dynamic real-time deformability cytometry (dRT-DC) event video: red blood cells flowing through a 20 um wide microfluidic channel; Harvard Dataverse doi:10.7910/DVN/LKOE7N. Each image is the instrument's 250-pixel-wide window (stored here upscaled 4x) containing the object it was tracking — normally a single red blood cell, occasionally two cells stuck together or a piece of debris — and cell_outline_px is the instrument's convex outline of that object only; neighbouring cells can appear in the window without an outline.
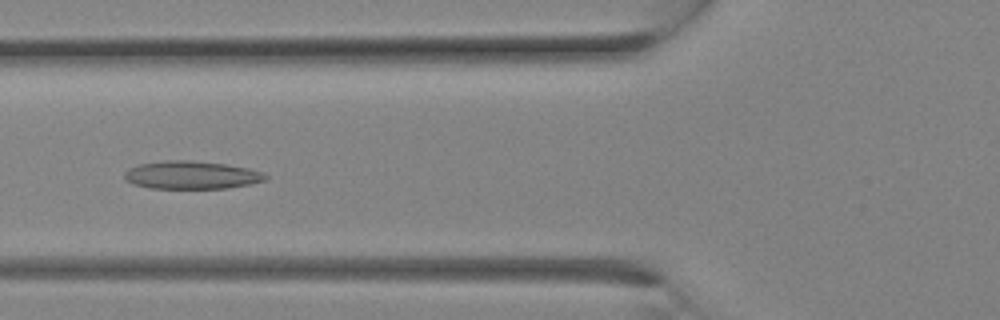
{"species": "Egyptian fruit bat (a non-hibernating species)", "species_latin": "Rousettus aegyptiacus", "temperature_condition": "room temperature", "stored_images_in_passage": 10, "camera_frame_rate_fps": 3000, "um_per_image_px": 0.085, "animal": {"sex": "female"}, "frame": {"image": 1, "passage_image": 4, "time_ms": 1.0, "image_size_px": [1000, 320], "cell_outline_px": [[268, 176], [264, 180], [252, 184], [228, 188], [152, 188], [132, 184], [124, 180], [124, 172], [128, 168], [140, 164], [168, 160], [188, 160], [224, 164], [248, 168], [264, 172]], "centroid_in_image_um": [16.26, 14.88], "position_along_channel_um": 109.5, "area_um2": 23.0}}
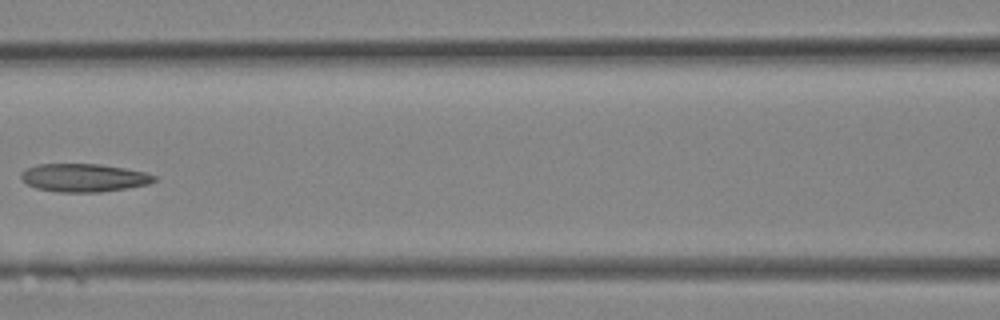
{"frame": {"image": 2, "passage_image": 6, "time_ms": 1.667, "image_size_px": [1000, 320], "cell_outline_px": [[156, 180], [148, 184], [128, 188], [100, 192], [60, 192], [36, 188], [28, 184], [20, 176], [20, 172], [36, 164], [100, 164], [124, 168], [144, 172], [156, 176]], "centroid_in_image_um": [7.13, 15.1], "position_along_channel_um": 159.5, "area_um2": 21.73}}
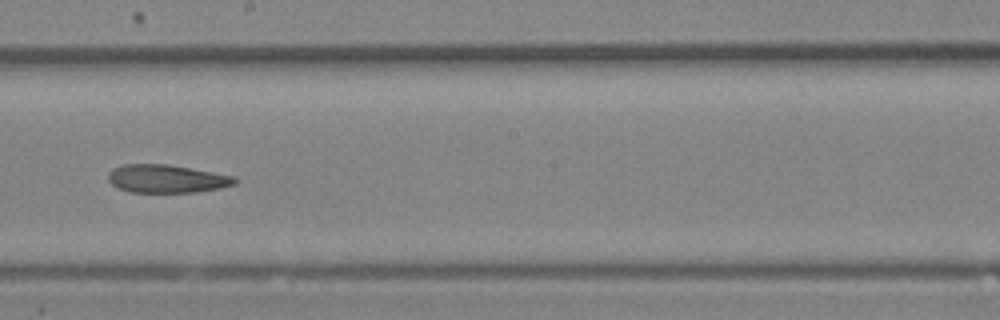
{"frame": {"image": 3, "passage_image": 9, "time_ms": 2.667, "image_size_px": [1000, 320], "cell_outline_px": [[240, 180], [236, 184], [220, 188], [196, 192], [128, 192], [116, 188], [108, 180], [108, 172], [112, 168], [120, 164], [168, 164], [236, 176]], "centroid_in_image_um": [14.16, 15.19], "position_along_channel_um": 234.0, "area_um2": 21.1}}